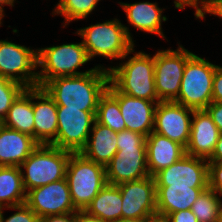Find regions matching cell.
<instances>
[{"label":"cell","instance_id":"obj_1","mask_svg":"<svg viewBox=\"0 0 222 222\" xmlns=\"http://www.w3.org/2000/svg\"><path fill=\"white\" fill-rule=\"evenodd\" d=\"M109 83V71L100 64L88 73L53 78L43 88L57 106L97 111L100 97L106 92Z\"/></svg>","mask_w":222,"mask_h":222},{"label":"cell","instance_id":"obj_2","mask_svg":"<svg viewBox=\"0 0 222 222\" xmlns=\"http://www.w3.org/2000/svg\"><path fill=\"white\" fill-rule=\"evenodd\" d=\"M129 28L117 18L77 29L89 60L102 56L109 60H125L133 53L134 40Z\"/></svg>","mask_w":222,"mask_h":222},{"label":"cell","instance_id":"obj_3","mask_svg":"<svg viewBox=\"0 0 222 222\" xmlns=\"http://www.w3.org/2000/svg\"><path fill=\"white\" fill-rule=\"evenodd\" d=\"M133 56L119 63L117 66L108 67L110 82L126 95L161 102L155 90L154 55L144 51L135 53Z\"/></svg>","mask_w":222,"mask_h":222},{"label":"cell","instance_id":"obj_4","mask_svg":"<svg viewBox=\"0 0 222 222\" xmlns=\"http://www.w3.org/2000/svg\"><path fill=\"white\" fill-rule=\"evenodd\" d=\"M71 153L53 145H38L19 166L25 191L64 179Z\"/></svg>","mask_w":222,"mask_h":222},{"label":"cell","instance_id":"obj_5","mask_svg":"<svg viewBox=\"0 0 222 222\" xmlns=\"http://www.w3.org/2000/svg\"><path fill=\"white\" fill-rule=\"evenodd\" d=\"M65 178L74 207L77 210H85L107 184L106 167L86 158L80 152H72Z\"/></svg>","mask_w":222,"mask_h":222},{"label":"cell","instance_id":"obj_6","mask_svg":"<svg viewBox=\"0 0 222 222\" xmlns=\"http://www.w3.org/2000/svg\"><path fill=\"white\" fill-rule=\"evenodd\" d=\"M83 42L65 43L37 49L38 86L43 87L49 80L56 77L75 76L88 73L77 71L78 68L89 62Z\"/></svg>","mask_w":222,"mask_h":222},{"label":"cell","instance_id":"obj_7","mask_svg":"<svg viewBox=\"0 0 222 222\" xmlns=\"http://www.w3.org/2000/svg\"><path fill=\"white\" fill-rule=\"evenodd\" d=\"M217 65L193 54L187 61L178 97L173 101L193 110L205 109L212 100L213 76Z\"/></svg>","mask_w":222,"mask_h":222},{"label":"cell","instance_id":"obj_8","mask_svg":"<svg viewBox=\"0 0 222 222\" xmlns=\"http://www.w3.org/2000/svg\"><path fill=\"white\" fill-rule=\"evenodd\" d=\"M193 54L179 43L176 50H159L154 54L155 90L161 102L178 97L186 61Z\"/></svg>","mask_w":222,"mask_h":222},{"label":"cell","instance_id":"obj_9","mask_svg":"<svg viewBox=\"0 0 222 222\" xmlns=\"http://www.w3.org/2000/svg\"><path fill=\"white\" fill-rule=\"evenodd\" d=\"M37 49L0 40V75L26 88L38 87Z\"/></svg>","mask_w":222,"mask_h":222},{"label":"cell","instance_id":"obj_10","mask_svg":"<svg viewBox=\"0 0 222 222\" xmlns=\"http://www.w3.org/2000/svg\"><path fill=\"white\" fill-rule=\"evenodd\" d=\"M95 115L96 111L57 106V137L51 145L71 152H80L87 144L96 121Z\"/></svg>","mask_w":222,"mask_h":222},{"label":"cell","instance_id":"obj_11","mask_svg":"<svg viewBox=\"0 0 222 222\" xmlns=\"http://www.w3.org/2000/svg\"><path fill=\"white\" fill-rule=\"evenodd\" d=\"M155 186H189L208 188V161L201 157L185 154L168 168L154 176Z\"/></svg>","mask_w":222,"mask_h":222},{"label":"cell","instance_id":"obj_12","mask_svg":"<svg viewBox=\"0 0 222 222\" xmlns=\"http://www.w3.org/2000/svg\"><path fill=\"white\" fill-rule=\"evenodd\" d=\"M25 203L39 218L77 211L66 178L27 191Z\"/></svg>","mask_w":222,"mask_h":222},{"label":"cell","instance_id":"obj_13","mask_svg":"<svg viewBox=\"0 0 222 222\" xmlns=\"http://www.w3.org/2000/svg\"><path fill=\"white\" fill-rule=\"evenodd\" d=\"M194 110L173 101L158 102L153 132L168 137L186 148Z\"/></svg>","mask_w":222,"mask_h":222},{"label":"cell","instance_id":"obj_14","mask_svg":"<svg viewBox=\"0 0 222 222\" xmlns=\"http://www.w3.org/2000/svg\"><path fill=\"white\" fill-rule=\"evenodd\" d=\"M122 197V218H147L157 212L154 177L117 185Z\"/></svg>","mask_w":222,"mask_h":222},{"label":"cell","instance_id":"obj_15","mask_svg":"<svg viewBox=\"0 0 222 222\" xmlns=\"http://www.w3.org/2000/svg\"><path fill=\"white\" fill-rule=\"evenodd\" d=\"M148 176L146 147L118 148L106 166V180L109 184L119 185Z\"/></svg>","mask_w":222,"mask_h":222},{"label":"cell","instance_id":"obj_16","mask_svg":"<svg viewBox=\"0 0 222 222\" xmlns=\"http://www.w3.org/2000/svg\"><path fill=\"white\" fill-rule=\"evenodd\" d=\"M107 90L118 100L126 129L147 137L154 130L157 102L121 93L111 82Z\"/></svg>","mask_w":222,"mask_h":222},{"label":"cell","instance_id":"obj_17","mask_svg":"<svg viewBox=\"0 0 222 222\" xmlns=\"http://www.w3.org/2000/svg\"><path fill=\"white\" fill-rule=\"evenodd\" d=\"M33 112L34 140L39 145H51L57 137V105L43 87H33Z\"/></svg>","mask_w":222,"mask_h":222},{"label":"cell","instance_id":"obj_18","mask_svg":"<svg viewBox=\"0 0 222 222\" xmlns=\"http://www.w3.org/2000/svg\"><path fill=\"white\" fill-rule=\"evenodd\" d=\"M220 132L205 109L194 110L186 154L208 159L219 139Z\"/></svg>","mask_w":222,"mask_h":222},{"label":"cell","instance_id":"obj_19","mask_svg":"<svg viewBox=\"0 0 222 222\" xmlns=\"http://www.w3.org/2000/svg\"><path fill=\"white\" fill-rule=\"evenodd\" d=\"M38 145L31 135L0 124V166L19 167Z\"/></svg>","mask_w":222,"mask_h":222},{"label":"cell","instance_id":"obj_20","mask_svg":"<svg viewBox=\"0 0 222 222\" xmlns=\"http://www.w3.org/2000/svg\"><path fill=\"white\" fill-rule=\"evenodd\" d=\"M146 152L147 168L152 177L186 154L181 144L153 131L146 137Z\"/></svg>","mask_w":222,"mask_h":222},{"label":"cell","instance_id":"obj_21","mask_svg":"<svg viewBox=\"0 0 222 222\" xmlns=\"http://www.w3.org/2000/svg\"><path fill=\"white\" fill-rule=\"evenodd\" d=\"M119 5L127 15L129 25L140 31L166 39L162 30V22L168 19L165 15H162L164 8L158 7V3L149 1L135 2L133 4L119 2Z\"/></svg>","mask_w":222,"mask_h":222},{"label":"cell","instance_id":"obj_22","mask_svg":"<svg viewBox=\"0 0 222 222\" xmlns=\"http://www.w3.org/2000/svg\"><path fill=\"white\" fill-rule=\"evenodd\" d=\"M118 133L96 121L86 146L80 151L86 158L106 167L118 151Z\"/></svg>","mask_w":222,"mask_h":222},{"label":"cell","instance_id":"obj_23","mask_svg":"<svg viewBox=\"0 0 222 222\" xmlns=\"http://www.w3.org/2000/svg\"><path fill=\"white\" fill-rule=\"evenodd\" d=\"M189 186H156L157 213L168 215L173 212L191 209L203 190Z\"/></svg>","mask_w":222,"mask_h":222},{"label":"cell","instance_id":"obj_24","mask_svg":"<svg viewBox=\"0 0 222 222\" xmlns=\"http://www.w3.org/2000/svg\"><path fill=\"white\" fill-rule=\"evenodd\" d=\"M122 197L117 185L107 183L92 199L85 211L105 222L122 218Z\"/></svg>","mask_w":222,"mask_h":222},{"label":"cell","instance_id":"obj_25","mask_svg":"<svg viewBox=\"0 0 222 222\" xmlns=\"http://www.w3.org/2000/svg\"><path fill=\"white\" fill-rule=\"evenodd\" d=\"M1 124L34 138L33 87L26 88L17 97Z\"/></svg>","mask_w":222,"mask_h":222},{"label":"cell","instance_id":"obj_26","mask_svg":"<svg viewBox=\"0 0 222 222\" xmlns=\"http://www.w3.org/2000/svg\"><path fill=\"white\" fill-rule=\"evenodd\" d=\"M26 191L17 166H0V208L24 204Z\"/></svg>","mask_w":222,"mask_h":222},{"label":"cell","instance_id":"obj_27","mask_svg":"<svg viewBox=\"0 0 222 222\" xmlns=\"http://www.w3.org/2000/svg\"><path fill=\"white\" fill-rule=\"evenodd\" d=\"M95 119L97 123L117 133L126 129L118 100L108 90L100 97Z\"/></svg>","mask_w":222,"mask_h":222},{"label":"cell","instance_id":"obj_28","mask_svg":"<svg viewBox=\"0 0 222 222\" xmlns=\"http://www.w3.org/2000/svg\"><path fill=\"white\" fill-rule=\"evenodd\" d=\"M99 1L101 0H59L52 15L63 16V27H66L70 22L87 18L96 9Z\"/></svg>","mask_w":222,"mask_h":222},{"label":"cell","instance_id":"obj_29","mask_svg":"<svg viewBox=\"0 0 222 222\" xmlns=\"http://www.w3.org/2000/svg\"><path fill=\"white\" fill-rule=\"evenodd\" d=\"M221 199L211 188L203 190L191 207L198 222H218L222 207Z\"/></svg>","mask_w":222,"mask_h":222},{"label":"cell","instance_id":"obj_30","mask_svg":"<svg viewBox=\"0 0 222 222\" xmlns=\"http://www.w3.org/2000/svg\"><path fill=\"white\" fill-rule=\"evenodd\" d=\"M25 89L22 84L0 75V122L7 116L13 102Z\"/></svg>","mask_w":222,"mask_h":222},{"label":"cell","instance_id":"obj_31","mask_svg":"<svg viewBox=\"0 0 222 222\" xmlns=\"http://www.w3.org/2000/svg\"><path fill=\"white\" fill-rule=\"evenodd\" d=\"M3 209L17 210L16 213L4 218ZM0 222H40L38 215L26 204L0 208Z\"/></svg>","mask_w":222,"mask_h":222},{"label":"cell","instance_id":"obj_32","mask_svg":"<svg viewBox=\"0 0 222 222\" xmlns=\"http://www.w3.org/2000/svg\"><path fill=\"white\" fill-rule=\"evenodd\" d=\"M117 147H146V137L140 133L127 130L118 132Z\"/></svg>","mask_w":222,"mask_h":222},{"label":"cell","instance_id":"obj_33","mask_svg":"<svg viewBox=\"0 0 222 222\" xmlns=\"http://www.w3.org/2000/svg\"><path fill=\"white\" fill-rule=\"evenodd\" d=\"M209 188L222 197V162L208 163Z\"/></svg>","mask_w":222,"mask_h":222},{"label":"cell","instance_id":"obj_34","mask_svg":"<svg viewBox=\"0 0 222 222\" xmlns=\"http://www.w3.org/2000/svg\"><path fill=\"white\" fill-rule=\"evenodd\" d=\"M200 4V6H199ZM174 5L176 9H184L186 6L195 8V18L196 19H204L207 8H208V0H175Z\"/></svg>","mask_w":222,"mask_h":222},{"label":"cell","instance_id":"obj_35","mask_svg":"<svg viewBox=\"0 0 222 222\" xmlns=\"http://www.w3.org/2000/svg\"><path fill=\"white\" fill-rule=\"evenodd\" d=\"M205 110L219 129L220 134H222V102L212 101Z\"/></svg>","mask_w":222,"mask_h":222},{"label":"cell","instance_id":"obj_36","mask_svg":"<svg viewBox=\"0 0 222 222\" xmlns=\"http://www.w3.org/2000/svg\"><path fill=\"white\" fill-rule=\"evenodd\" d=\"M212 100L222 102V66L217 65L212 83Z\"/></svg>","mask_w":222,"mask_h":222},{"label":"cell","instance_id":"obj_37","mask_svg":"<svg viewBox=\"0 0 222 222\" xmlns=\"http://www.w3.org/2000/svg\"><path fill=\"white\" fill-rule=\"evenodd\" d=\"M167 216L171 222H198L197 217L191 209L173 212Z\"/></svg>","mask_w":222,"mask_h":222},{"label":"cell","instance_id":"obj_38","mask_svg":"<svg viewBox=\"0 0 222 222\" xmlns=\"http://www.w3.org/2000/svg\"><path fill=\"white\" fill-rule=\"evenodd\" d=\"M40 222H75V213L40 218Z\"/></svg>","mask_w":222,"mask_h":222},{"label":"cell","instance_id":"obj_39","mask_svg":"<svg viewBox=\"0 0 222 222\" xmlns=\"http://www.w3.org/2000/svg\"><path fill=\"white\" fill-rule=\"evenodd\" d=\"M207 161L208 163L222 162V134H220L219 139L215 145V149Z\"/></svg>","mask_w":222,"mask_h":222},{"label":"cell","instance_id":"obj_40","mask_svg":"<svg viewBox=\"0 0 222 222\" xmlns=\"http://www.w3.org/2000/svg\"><path fill=\"white\" fill-rule=\"evenodd\" d=\"M75 222H105L100 218L89 215L85 210L75 212Z\"/></svg>","mask_w":222,"mask_h":222},{"label":"cell","instance_id":"obj_41","mask_svg":"<svg viewBox=\"0 0 222 222\" xmlns=\"http://www.w3.org/2000/svg\"><path fill=\"white\" fill-rule=\"evenodd\" d=\"M222 19V2H208L207 12Z\"/></svg>","mask_w":222,"mask_h":222},{"label":"cell","instance_id":"obj_42","mask_svg":"<svg viewBox=\"0 0 222 222\" xmlns=\"http://www.w3.org/2000/svg\"><path fill=\"white\" fill-rule=\"evenodd\" d=\"M147 222H171V221L167 215L156 212L147 217Z\"/></svg>","mask_w":222,"mask_h":222},{"label":"cell","instance_id":"obj_43","mask_svg":"<svg viewBox=\"0 0 222 222\" xmlns=\"http://www.w3.org/2000/svg\"><path fill=\"white\" fill-rule=\"evenodd\" d=\"M16 0H0V16L2 18L5 17V12H4V5H8V6H11L13 7L14 6V3H15Z\"/></svg>","mask_w":222,"mask_h":222},{"label":"cell","instance_id":"obj_44","mask_svg":"<svg viewBox=\"0 0 222 222\" xmlns=\"http://www.w3.org/2000/svg\"><path fill=\"white\" fill-rule=\"evenodd\" d=\"M114 222H147V218H120Z\"/></svg>","mask_w":222,"mask_h":222},{"label":"cell","instance_id":"obj_45","mask_svg":"<svg viewBox=\"0 0 222 222\" xmlns=\"http://www.w3.org/2000/svg\"><path fill=\"white\" fill-rule=\"evenodd\" d=\"M218 222H222V207H221V210H220V213H219V220Z\"/></svg>","mask_w":222,"mask_h":222},{"label":"cell","instance_id":"obj_46","mask_svg":"<svg viewBox=\"0 0 222 222\" xmlns=\"http://www.w3.org/2000/svg\"><path fill=\"white\" fill-rule=\"evenodd\" d=\"M208 2H222V0H208Z\"/></svg>","mask_w":222,"mask_h":222},{"label":"cell","instance_id":"obj_47","mask_svg":"<svg viewBox=\"0 0 222 222\" xmlns=\"http://www.w3.org/2000/svg\"><path fill=\"white\" fill-rule=\"evenodd\" d=\"M3 18L0 16V26L2 25Z\"/></svg>","mask_w":222,"mask_h":222}]
</instances>
